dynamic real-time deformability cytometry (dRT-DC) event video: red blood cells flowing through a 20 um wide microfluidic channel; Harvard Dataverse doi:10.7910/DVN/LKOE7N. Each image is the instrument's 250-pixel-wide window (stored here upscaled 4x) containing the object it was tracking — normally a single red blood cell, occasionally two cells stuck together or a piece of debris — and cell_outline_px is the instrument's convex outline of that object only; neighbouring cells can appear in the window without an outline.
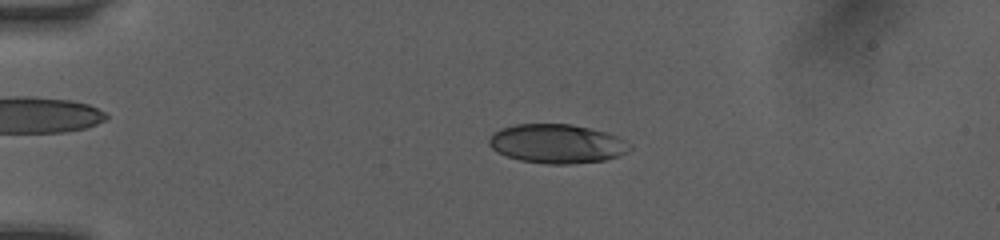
{"species": "human", "species_latin": "Homo sapiens", "temperature_condition": "room temperature", "stored_images_in_passage": 4, "camera_frame_rate_fps": 3000, "um_per_image_px": 0.085, "donor": {"sex": "female"}, "frame": {"image": 1, "passage_image": 1, "time_ms": 0.0, "image_size_px": [1000, 240], "cell_outline_px": [[632, 148], [620, 156], [604, 160], [568, 164], [548, 164], [520, 160], [496, 152], [488, 144], [488, 140], [500, 128], [516, 124], [572, 124], [608, 132], [616, 136]], "centroid_in_image_um": [47.32, 12.21], "position_along_channel_um": 37.7, "area_um2": 31.85}}
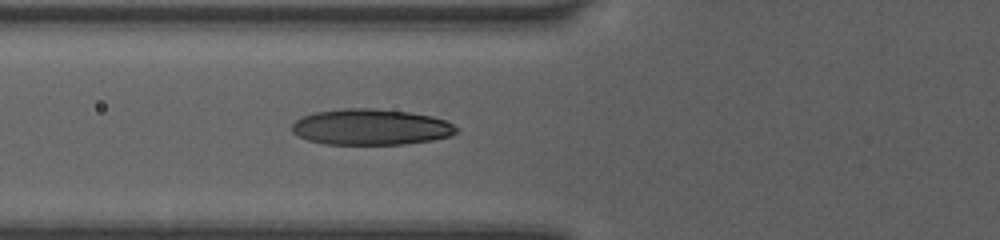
{"frame": {"image": 2, "passage_image": 4, "time_ms": 1.0, "image_size_px": [1000, 240], "cell_outline_px": [[456, 132], [452, 136], [432, 140], [404, 144], [324, 144], [308, 140], [292, 132], [292, 124], [296, 120], [304, 116], [316, 112], [344, 108], [372, 108], [408, 112], [432, 116], [444, 120], [452, 124], [456, 128]], "centroid_in_image_um": [31.52, 10.8], "position_along_channel_um": 94.3, "area_um2": 34.28}}